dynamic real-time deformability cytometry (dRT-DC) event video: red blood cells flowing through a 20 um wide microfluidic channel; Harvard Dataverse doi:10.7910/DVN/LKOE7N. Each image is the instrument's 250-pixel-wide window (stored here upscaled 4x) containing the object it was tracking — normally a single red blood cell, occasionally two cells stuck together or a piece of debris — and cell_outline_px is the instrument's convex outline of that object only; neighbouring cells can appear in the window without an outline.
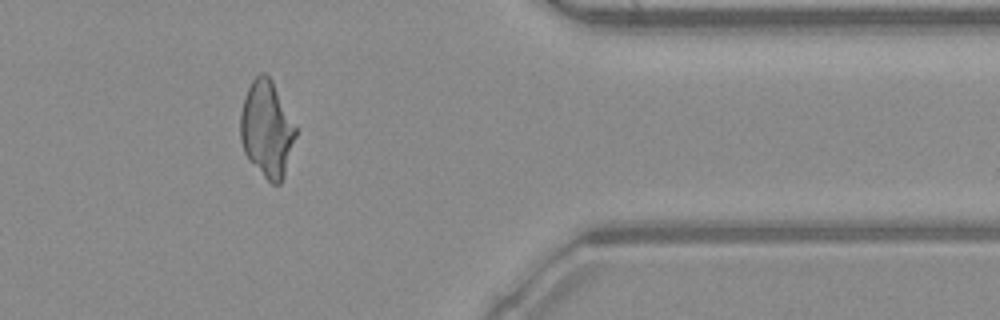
{"species": "common noctule bat (a hibernating species)", "species_latin": "Nyctalus noctula", "temperature_condition": "warm", "stored_images_in_passage": 50, "camera_frame_rate_fps": 3000, "um_per_image_px": 0.085, "animal": {"sex": "male", "body_mass_g": 23.1, "forearm_length_mm": 52.7}, "frame": {"image": 1, "passage_image": 41, "time_ms": 13.333, "image_size_px": [1000, 320], "cell_outline_px": [[296, 136], [284, 176], [280, 184], [272, 184], [248, 160], [244, 152], [240, 140], [240, 112], [244, 96], [252, 80], [260, 72], [264, 72], [272, 80], [296, 128]], "centroid_in_image_um": [22.65, 10.97], "position_along_channel_um": 388.7, "area_um2": 30.92}}